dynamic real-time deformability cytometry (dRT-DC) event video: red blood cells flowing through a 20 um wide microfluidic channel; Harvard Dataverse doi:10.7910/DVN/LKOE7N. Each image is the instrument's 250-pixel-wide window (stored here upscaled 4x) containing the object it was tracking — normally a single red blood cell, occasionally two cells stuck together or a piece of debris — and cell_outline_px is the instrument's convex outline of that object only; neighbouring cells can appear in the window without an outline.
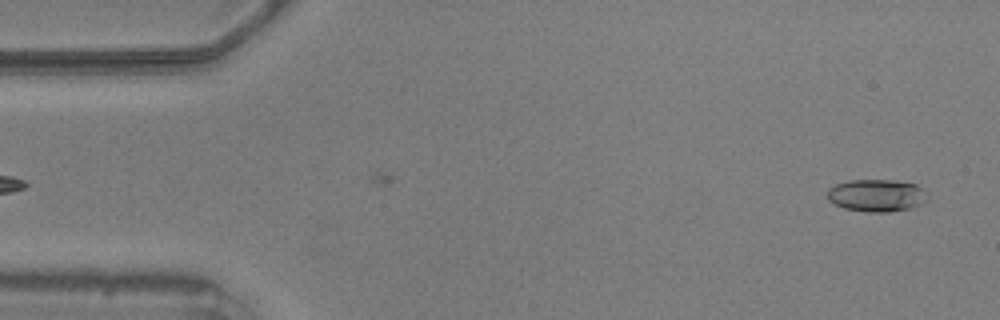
{"species": "common noctule bat (a hibernating species)", "species_latin": "Nyctalus noctula", "temperature_condition": "warm", "stored_images_in_passage": 54, "camera_frame_rate_fps": 3000, "um_per_image_px": 0.085, "animal": {"sex": "male", "body_mass_g": 20.5, "forearm_length_mm": 52.5}, "frame": {"image": 1, "passage_image": 1, "time_ms": 0.0, "image_size_px": [1000, 320], "cell_outline_px": [[928, 196], [920, 204], [908, 208], [888, 212], [868, 212], [844, 208], [828, 200], [828, 188], [836, 184], [848, 180], [892, 180], [916, 184]], "centroid_in_image_um": [74.47, 16.6], "position_along_channel_um": 10.5, "area_um2": 18.61}}
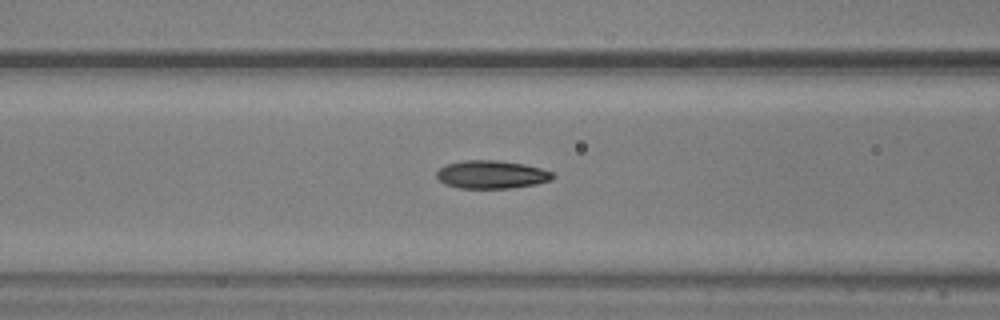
{"frame": {"image": 2, "passage_image": 20, "time_ms": 6.333, "image_size_px": [1000, 320], "cell_outline_px": [[556, 176], [552, 180], [536, 184], [512, 188], [460, 188], [444, 184], [436, 176], [436, 172], [440, 168], [448, 164], [464, 160], [496, 160], [524, 164], [540, 168], [552, 172]], "centroid_in_image_um": [41.8, 14.84], "position_along_channel_um": 124.8, "area_um2": 19.02}}
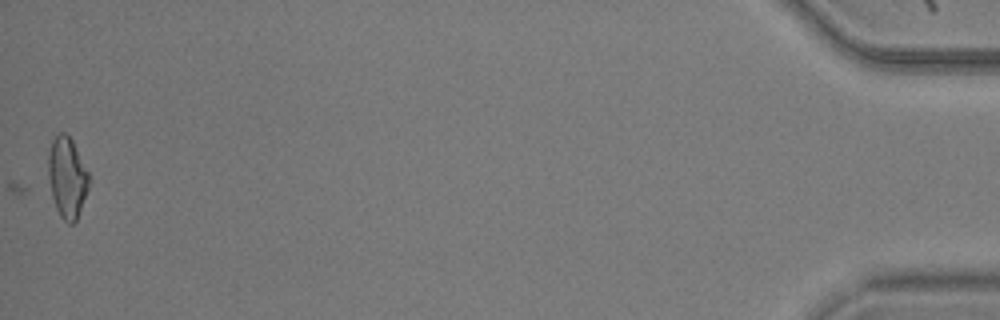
{"frame": {"image": 3, "passage_image": 54, "time_ms": 17.667, "image_size_px": [1000, 320], "cell_outline_px": [[88, 188], [76, 220], [72, 224], [68, 224], [60, 216], [56, 208], [52, 196], [48, 176], [48, 156], [52, 140], [60, 132], [64, 132], [72, 140], [88, 172]], "centroid_in_image_um": [5.69, 15.09], "position_along_channel_um": 429.5, "area_um2": 18.79}, "authors_computed_cell_mechanics": {"area_um2": 18.496, "velocity_mm_per_s": 3.5846, "shape_relaxation_time_tau1_ms": null, "shape_relaxation_time_tau2_ms": 2.1778, "deformation_change_tau1": null, "deformation_change_tau2": 0.09}}